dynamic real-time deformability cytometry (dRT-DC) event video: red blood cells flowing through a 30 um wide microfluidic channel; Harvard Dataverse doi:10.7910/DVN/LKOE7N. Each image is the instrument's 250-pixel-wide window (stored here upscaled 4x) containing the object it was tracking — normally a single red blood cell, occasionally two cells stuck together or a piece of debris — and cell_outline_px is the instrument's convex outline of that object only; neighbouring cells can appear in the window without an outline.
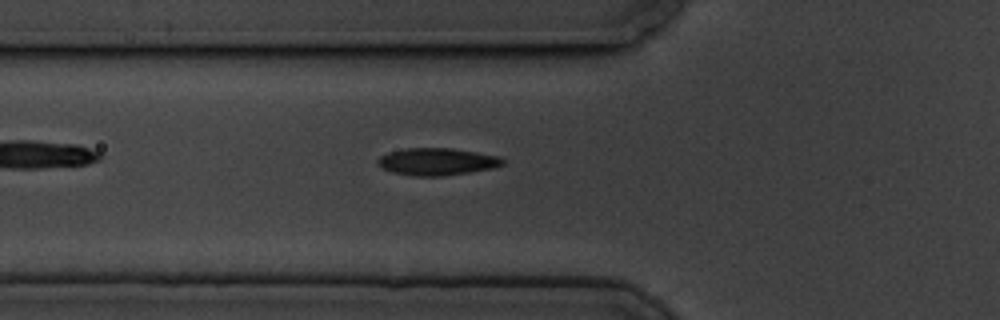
{"species": "common noctule bat (a hibernating species)", "species_latin": "Nyctalus noctula", "temperature_condition": "cold", "stored_images_in_passage": 41, "camera_frame_rate_fps": 3000, "um_per_image_px": 0.085, "animal": {"sex": "male", "body_mass_g": 19.5, "forearm_length_mm": 54.6}, "frame": {"image": 1, "passage_image": 3, "time_ms": 0.667, "image_size_px": [1000, 320], "cell_outline_px": [[504, 164], [492, 168], [444, 176], [412, 176], [392, 172], [376, 164], [376, 160], [380, 156], [388, 152], [404, 148], [452, 148], [500, 156], [504, 160]], "centroid_in_image_um": [37.12, 13.73], "position_along_channel_um": 88.7, "area_um2": 19.88}}
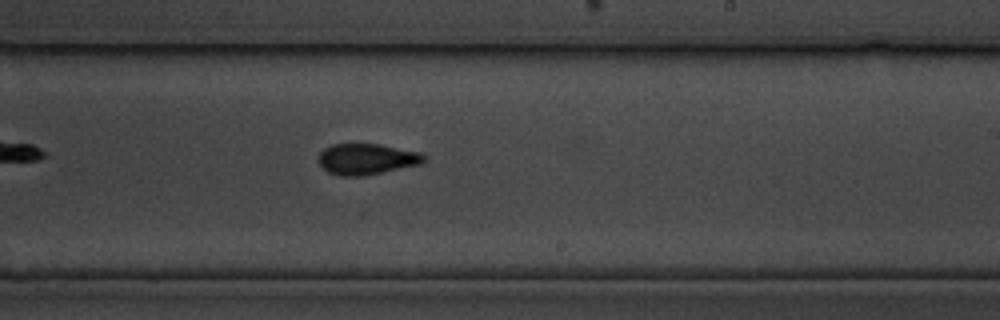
{"frame": {"image": 2, "passage_image": 18, "time_ms": 5.667, "image_size_px": [1000, 320], "cell_outline_px": [[424, 160], [420, 164], [364, 176], [340, 176], [328, 172], [320, 164], [320, 152], [324, 148], [332, 144], [380, 144], [420, 152], [424, 156]], "centroid_in_image_um": [31.16, 13.52], "position_along_channel_um": 257.8, "area_um2": 18.84}}
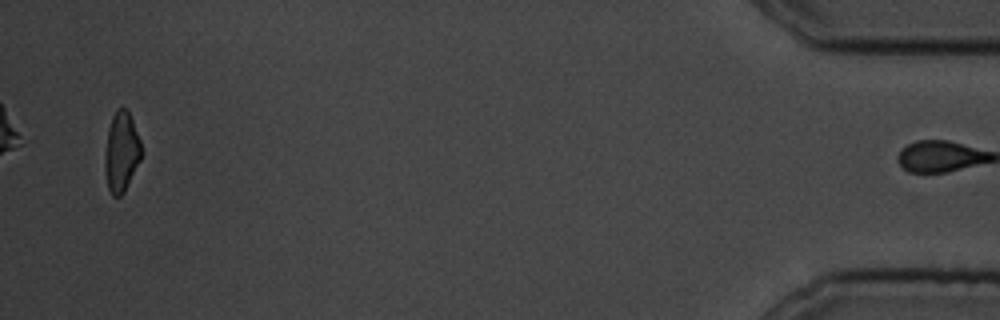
{"frame": {"image": 3, "passage_image": 40, "time_ms": 13.0, "image_size_px": [1000, 320], "cell_outline_px": [[140, 160], [124, 192], [120, 196], [112, 196], [108, 188], [104, 168], [104, 156], [108, 128], [112, 116], [116, 108], [128, 108], [140, 140]], "centroid_in_image_um": [10.29, 12.88], "position_along_channel_um": 424.9, "area_um2": 16.99}, "authors_computed_cell_mechanics": {"area_um2": 19.074, "velocity_mm_per_s": 3.3786, "shape_relaxation_time_tau1_ms": 3.5131, "shape_relaxation_time_tau2_ms": 1.7799, "deformation_change_tau1": 0.1253, "deformation_change_tau2": 0.0682}}